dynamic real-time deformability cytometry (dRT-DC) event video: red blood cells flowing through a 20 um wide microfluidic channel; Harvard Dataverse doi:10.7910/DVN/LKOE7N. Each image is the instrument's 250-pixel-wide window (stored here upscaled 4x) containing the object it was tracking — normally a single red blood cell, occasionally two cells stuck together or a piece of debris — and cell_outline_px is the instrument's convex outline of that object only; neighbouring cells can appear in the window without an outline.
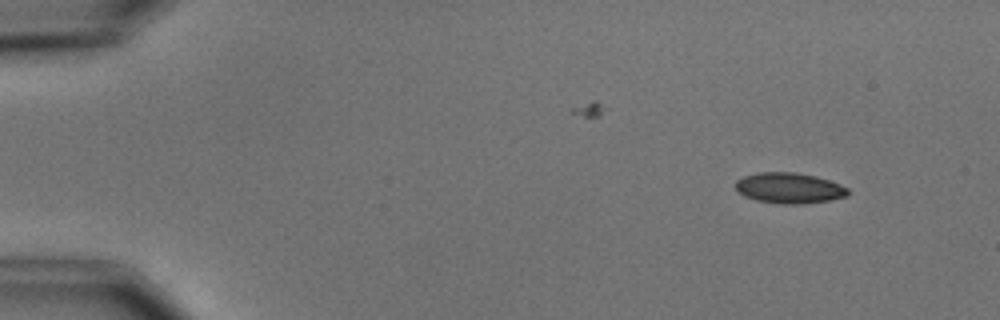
{"species": "common noctule bat (a hibernating species)", "species_latin": "Nyctalus noctula", "temperature_condition": "cold", "stored_images_in_passage": 4, "camera_frame_rate_fps": 3000, "um_per_image_px": 0.085, "animal": {"sex": "male", "body_mass_g": 15.6}, "frame": {"image": 1, "passage_image": 1, "time_ms": 0.0, "image_size_px": [1000, 320], "cell_outline_px": [[848, 196], [828, 200], [800, 204], [780, 204], [756, 200], [744, 196], [736, 188], [736, 180], [744, 176], [760, 172], [796, 172], [816, 176], [840, 184], [848, 188]], "centroid_in_image_um": [67.09, 15.98], "position_along_channel_um": 17.9, "area_um2": 20.0}}
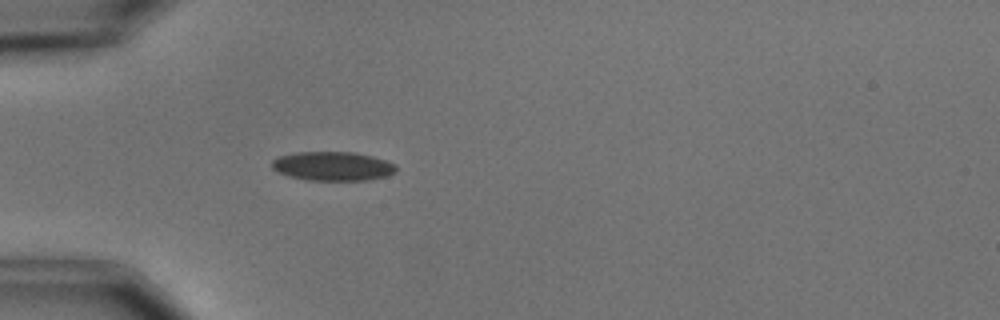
{"frame": {"image": 2, "passage_image": 4, "time_ms": 3.667, "image_size_px": [1000, 320], "cell_outline_px": [[396, 172], [388, 176], [368, 180], [308, 180], [288, 176], [272, 168], [272, 160], [276, 156], [296, 152], [356, 152], [372, 156], [396, 164]], "centroid_in_image_um": [28.29, 14.12], "position_along_channel_um": 56.7, "area_um2": 21.15}}